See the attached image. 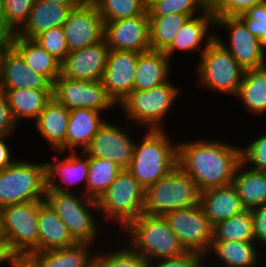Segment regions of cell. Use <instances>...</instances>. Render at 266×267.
Instances as JSON below:
<instances>
[{"instance_id":"9a60e30c","label":"cell","mask_w":266,"mask_h":267,"mask_svg":"<svg viewBox=\"0 0 266 267\" xmlns=\"http://www.w3.org/2000/svg\"><path fill=\"white\" fill-rule=\"evenodd\" d=\"M55 154L57 155H52L53 161H46L47 189L76 193L77 187L78 194L82 190L80 194L85 195L89 157L82 151L80 153L79 151L63 153L55 151ZM58 154L64 157L60 159Z\"/></svg>"},{"instance_id":"8d00e7d4","label":"cell","mask_w":266,"mask_h":267,"mask_svg":"<svg viewBox=\"0 0 266 267\" xmlns=\"http://www.w3.org/2000/svg\"><path fill=\"white\" fill-rule=\"evenodd\" d=\"M123 242L121 245H114L115 249H110V252L106 246L102 251L98 247L94 267H149L150 262L146 258L134 251L125 241Z\"/></svg>"},{"instance_id":"277c9868","label":"cell","mask_w":266,"mask_h":267,"mask_svg":"<svg viewBox=\"0 0 266 267\" xmlns=\"http://www.w3.org/2000/svg\"><path fill=\"white\" fill-rule=\"evenodd\" d=\"M170 79L150 90H133L118 105L129 123L142 130H167L166 117L178 99L181 88ZM165 123V124H164ZM145 127V128H144Z\"/></svg>"},{"instance_id":"603a6c76","label":"cell","mask_w":266,"mask_h":267,"mask_svg":"<svg viewBox=\"0 0 266 267\" xmlns=\"http://www.w3.org/2000/svg\"><path fill=\"white\" fill-rule=\"evenodd\" d=\"M102 113L87 108L70 110L66 143L58 151L61 153L78 150L83 152L107 120Z\"/></svg>"},{"instance_id":"11a10c76","label":"cell","mask_w":266,"mask_h":267,"mask_svg":"<svg viewBox=\"0 0 266 267\" xmlns=\"http://www.w3.org/2000/svg\"><path fill=\"white\" fill-rule=\"evenodd\" d=\"M218 0H202V2L208 7L211 8Z\"/></svg>"},{"instance_id":"7a4b0ae2","label":"cell","mask_w":266,"mask_h":267,"mask_svg":"<svg viewBox=\"0 0 266 267\" xmlns=\"http://www.w3.org/2000/svg\"><path fill=\"white\" fill-rule=\"evenodd\" d=\"M141 132V133H140ZM144 132V134H143ZM136 137L134 155L127 169L146 189L177 166V140L170 131L140 130Z\"/></svg>"},{"instance_id":"7402d4cb","label":"cell","mask_w":266,"mask_h":267,"mask_svg":"<svg viewBox=\"0 0 266 267\" xmlns=\"http://www.w3.org/2000/svg\"><path fill=\"white\" fill-rule=\"evenodd\" d=\"M53 90V84L43 75L30 69L21 55L10 48L3 61L0 90Z\"/></svg>"},{"instance_id":"60d3db41","label":"cell","mask_w":266,"mask_h":267,"mask_svg":"<svg viewBox=\"0 0 266 267\" xmlns=\"http://www.w3.org/2000/svg\"><path fill=\"white\" fill-rule=\"evenodd\" d=\"M242 145V162L256 171L266 173V131Z\"/></svg>"},{"instance_id":"f1b7e54d","label":"cell","mask_w":266,"mask_h":267,"mask_svg":"<svg viewBox=\"0 0 266 267\" xmlns=\"http://www.w3.org/2000/svg\"><path fill=\"white\" fill-rule=\"evenodd\" d=\"M69 117V110L52 98L32 123L41 138L57 152L66 143Z\"/></svg>"},{"instance_id":"d6a6232c","label":"cell","mask_w":266,"mask_h":267,"mask_svg":"<svg viewBox=\"0 0 266 267\" xmlns=\"http://www.w3.org/2000/svg\"><path fill=\"white\" fill-rule=\"evenodd\" d=\"M236 99L247 113L262 116L266 113V65L246 69Z\"/></svg>"},{"instance_id":"8fae6325","label":"cell","mask_w":266,"mask_h":267,"mask_svg":"<svg viewBox=\"0 0 266 267\" xmlns=\"http://www.w3.org/2000/svg\"><path fill=\"white\" fill-rule=\"evenodd\" d=\"M131 126L128 121L124 126H119L107 119L83 152L87 156L110 160L120 169H128L136 141L134 136L136 131Z\"/></svg>"},{"instance_id":"30bf717a","label":"cell","mask_w":266,"mask_h":267,"mask_svg":"<svg viewBox=\"0 0 266 267\" xmlns=\"http://www.w3.org/2000/svg\"><path fill=\"white\" fill-rule=\"evenodd\" d=\"M0 171V207L44 200L46 162L18 159Z\"/></svg>"},{"instance_id":"e0dca14e","label":"cell","mask_w":266,"mask_h":267,"mask_svg":"<svg viewBox=\"0 0 266 267\" xmlns=\"http://www.w3.org/2000/svg\"><path fill=\"white\" fill-rule=\"evenodd\" d=\"M104 39L109 50L139 53L151 50L148 12L104 23Z\"/></svg>"},{"instance_id":"9f6ffc18","label":"cell","mask_w":266,"mask_h":267,"mask_svg":"<svg viewBox=\"0 0 266 267\" xmlns=\"http://www.w3.org/2000/svg\"><path fill=\"white\" fill-rule=\"evenodd\" d=\"M3 231H2V207H0V242L2 243Z\"/></svg>"},{"instance_id":"ee69618b","label":"cell","mask_w":266,"mask_h":267,"mask_svg":"<svg viewBox=\"0 0 266 267\" xmlns=\"http://www.w3.org/2000/svg\"><path fill=\"white\" fill-rule=\"evenodd\" d=\"M266 0H218L210 9L214 17L238 16Z\"/></svg>"},{"instance_id":"e575fe53","label":"cell","mask_w":266,"mask_h":267,"mask_svg":"<svg viewBox=\"0 0 266 267\" xmlns=\"http://www.w3.org/2000/svg\"><path fill=\"white\" fill-rule=\"evenodd\" d=\"M189 18L181 14L149 16L151 50L165 51Z\"/></svg>"},{"instance_id":"7c38bea8","label":"cell","mask_w":266,"mask_h":267,"mask_svg":"<svg viewBox=\"0 0 266 267\" xmlns=\"http://www.w3.org/2000/svg\"><path fill=\"white\" fill-rule=\"evenodd\" d=\"M215 27L223 28L229 34L228 42L223 41L225 37L221 38L218 33L215 37L244 70L266 65V46L248 30L238 16L215 17Z\"/></svg>"},{"instance_id":"74e56055","label":"cell","mask_w":266,"mask_h":267,"mask_svg":"<svg viewBox=\"0 0 266 267\" xmlns=\"http://www.w3.org/2000/svg\"><path fill=\"white\" fill-rule=\"evenodd\" d=\"M103 22L143 15L147 9L144 0H96Z\"/></svg>"},{"instance_id":"b9f144b4","label":"cell","mask_w":266,"mask_h":267,"mask_svg":"<svg viewBox=\"0 0 266 267\" xmlns=\"http://www.w3.org/2000/svg\"><path fill=\"white\" fill-rule=\"evenodd\" d=\"M238 17L248 30L266 46V2L256 4Z\"/></svg>"},{"instance_id":"9c48e42d","label":"cell","mask_w":266,"mask_h":267,"mask_svg":"<svg viewBox=\"0 0 266 267\" xmlns=\"http://www.w3.org/2000/svg\"><path fill=\"white\" fill-rule=\"evenodd\" d=\"M200 191L178 165L144 193V214L164 216L174 210L196 206Z\"/></svg>"},{"instance_id":"ab89813d","label":"cell","mask_w":266,"mask_h":267,"mask_svg":"<svg viewBox=\"0 0 266 267\" xmlns=\"http://www.w3.org/2000/svg\"><path fill=\"white\" fill-rule=\"evenodd\" d=\"M34 40L60 63H62L69 54L62 26L50 29L40 34Z\"/></svg>"},{"instance_id":"f907efd6","label":"cell","mask_w":266,"mask_h":267,"mask_svg":"<svg viewBox=\"0 0 266 267\" xmlns=\"http://www.w3.org/2000/svg\"><path fill=\"white\" fill-rule=\"evenodd\" d=\"M55 4H63L68 6H80L85 3L83 0H41Z\"/></svg>"},{"instance_id":"836d02e7","label":"cell","mask_w":266,"mask_h":267,"mask_svg":"<svg viewBox=\"0 0 266 267\" xmlns=\"http://www.w3.org/2000/svg\"><path fill=\"white\" fill-rule=\"evenodd\" d=\"M88 157L89 169L85 186V196L98 201L122 169L110 160Z\"/></svg>"},{"instance_id":"816d5d0a","label":"cell","mask_w":266,"mask_h":267,"mask_svg":"<svg viewBox=\"0 0 266 267\" xmlns=\"http://www.w3.org/2000/svg\"><path fill=\"white\" fill-rule=\"evenodd\" d=\"M10 48H13V47H0V82H1V78H2L3 61H4V58H5L7 51Z\"/></svg>"},{"instance_id":"5b68a950","label":"cell","mask_w":266,"mask_h":267,"mask_svg":"<svg viewBox=\"0 0 266 267\" xmlns=\"http://www.w3.org/2000/svg\"><path fill=\"white\" fill-rule=\"evenodd\" d=\"M44 200L67 226L77 243L95 245L98 242L96 240H100L98 238L102 236V231L99 229L102 228V224L96 221L101 219L98 218L96 200L75 192H60L54 189H46Z\"/></svg>"},{"instance_id":"3957f363","label":"cell","mask_w":266,"mask_h":267,"mask_svg":"<svg viewBox=\"0 0 266 267\" xmlns=\"http://www.w3.org/2000/svg\"><path fill=\"white\" fill-rule=\"evenodd\" d=\"M122 231V239L121 235L117 237L121 241L116 240L118 244L124 235L127 239L123 241L127 240L126 243L149 262L178 257L187 252L164 216L142 214Z\"/></svg>"},{"instance_id":"f5cc1de1","label":"cell","mask_w":266,"mask_h":267,"mask_svg":"<svg viewBox=\"0 0 266 267\" xmlns=\"http://www.w3.org/2000/svg\"><path fill=\"white\" fill-rule=\"evenodd\" d=\"M11 267H32L26 260H10Z\"/></svg>"},{"instance_id":"484cf974","label":"cell","mask_w":266,"mask_h":267,"mask_svg":"<svg viewBox=\"0 0 266 267\" xmlns=\"http://www.w3.org/2000/svg\"><path fill=\"white\" fill-rule=\"evenodd\" d=\"M77 6L55 4L36 0L24 26L17 32L19 37L34 40L40 34L63 26L69 13Z\"/></svg>"},{"instance_id":"d4e9b609","label":"cell","mask_w":266,"mask_h":267,"mask_svg":"<svg viewBox=\"0 0 266 267\" xmlns=\"http://www.w3.org/2000/svg\"><path fill=\"white\" fill-rule=\"evenodd\" d=\"M199 204L212 226L246 210L233 184L202 191Z\"/></svg>"},{"instance_id":"8992f818","label":"cell","mask_w":266,"mask_h":267,"mask_svg":"<svg viewBox=\"0 0 266 267\" xmlns=\"http://www.w3.org/2000/svg\"><path fill=\"white\" fill-rule=\"evenodd\" d=\"M197 60L198 87L236 97L245 70L216 37Z\"/></svg>"},{"instance_id":"680465c9","label":"cell","mask_w":266,"mask_h":267,"mask_svg":"<svg viewBox=\"0 0 266 267\" xmlns=\"http://www.w3.org/2000/svg\"><path fill=\"white\" fill-rule=\"evenodd\" d=\"M0 15H5V12H4V0H0Z\"/></svg>"},{"instance_id":"d590c367","label":"cell","mask_w":266,"mask_h":267,"mask_svg":"<svg viewBox=\"0 0 266 267\" xmlns=\"http://www.w3.org/2000/svg\"><path fill=\"white\" fill-rule=\"evenodd\" d=\"M212 241H254L251 211L245 210L213 226Z\"/></svg>"},{"instance_id":"5bb4252c","label":"cell","mask_w":266,"mask_h":267,"mask_svg":"<svg viewBox=\"0 0 266 267\" xmlns=\"http://www.w3.org/2000/svg\"><path fill=\"white\" fill-rule=\"evenodd\" d=\"M186 251L205 256L212 244L213 226L200 204L174 210L164 215Z\"/></svg>"},{"instance_id":"52a82bcc","label":"cell","mask_w":266,"mask_h":267,"mask_svg":"<svg viewBox=\"0 0 266 267\" xmlns=\"http://www.w3.org/2000/svg\"><path fill=\"white\" fill-rule=\"evenodd\" d=\"M144 193L137 179L122 169L97 201L101 221L111 224L109 227L115 224L122 232L131 221L144 214Z\"/></svg>"},{"instance_id":"cb8c5ba5","label":"cell","mask_w":266,"mask_h":267,"mask_svg":"<svg viewBox=\"0 0 266 267\" xmlns=\"http://www.w3.org/2000/svg\"><path fill=\"white\" fill-rule=\"evenodd\" d=\"M98 245L77 243L67 248L45 250L32 253L26 261L32 267H94ZM94 246L97 247L94 249Z\"/></svg>"},{"instance_id":"bcb514c9","label":"cell","mask_w":266,"mask_h":267,"mask_svg":"<svg viewBox=\"0 0 266 267\" xmlns=\"http://www.w3.org/2000/svg\"><path fill=\"white\" fill-rule=\"evenodd\" d=\"M18 126L12 116L6 94L0 90V136L16 135Z\"/></svg>"},{"instance_id":"ba28073f","label":"cell","mask_w":266,"mask_h":267,"mask_svg":"<svg viewBox=\"0 0 266 267\" xmlns=\"http://www.w3.org/2000/svg\"><path fill=\"white\" fill-rule=\"evenodd\" d=\"M2 245L10 260L38 252V200L2 208Z\"/></svg>"},{"instance_id":"6f0895ef","label":"cell","mask_w":266,"mask_h":267,"mask_svg":"<svg viewBox=\"0 0 266 267\" xmlns=\"http://www.w3.org/2000/svg\"><path fill=\"white\" fill-rule=\"evenodd\" d=\"M159 0H144V4L146 6V9H148L153 3L157 2Z\"/></svg>"},{"instance_id":"f35d334b","label":"cell","mask_w":266,"mask_h":267,"mask_svg":"<svg viewBox=\"0 0 266 267\" xmlns=\"http://www.w3.org/2000/svg\"><path fill=\"white\" fill-rule=\"evenodd\" d=\"M208 7L202 0H159L148 9L149 16H164L181 14L195 17L203 13Z\"/></svg>"},{"instance_id":"83f0119b","label":"cell","mask_w":266,"mask_h":267,"mask_svg":"<svg viewBox=\"0 0 266 267\" xmlns=\"http://www.w3.org/2000/svg\"><path fill=\"white\" fill-rule=\"evenodd\" d=\"M172 63L164 51L149 50L139 54L134 90H150L166 83L171 76Z\"/></svg>"},{"instance_id":"6da1fadb","label":"cell","mask_w":266,"mask_h":267,"mask_svg":"<svg viewBox=\"0 0 266 267\" xmlns=\"http://www.w3.org/2000/svg\"><path fill=\"white\" fill-rule=\"evenodd\" d=\"M177 141V165L195 182L200 192L233 183L242 162V147L220 138Z\"/></svg>"},{"instance_id":"4dcf8cb0","label":"cell","mask_w":266,"mask_h":267,"mask_svg":"<svg viewBox=\"0 0 266 267\" xmlns=\"http://www.w3.org/2000/svg\"><path fill=\"white\" fill-rule=\"evenodd\" d=\"M13 48L30 69L45 76L52 84L61 76V63L35 40L16 35Z\"/></svg>"},{"instance_id":"ffe728a7","label":"cell","mask_w":266,"mask_h":267,"mask_svg":"<svg viewBox=\"0 0 266 267\" xmlns=\"http://www.w3.org/2000/svg\"><path fill=\"white\" fill-rule=\"evenodd\" d=\"M215 17L210 8L195 17L189 18L180 31L177 33L174 41L164 51L172 61V56L179 52L203 54L209 43L215 38L211 28L215 29ZM176 52V53H175Z\"/></svg>"},{"instance_id":"d6986e66","label":"cell","mask_w":266,"mask_h":267,"mask_svg":"<svg viewBox=\"0 0 266 267\" xmlns=\"http://www.w3.org/2000/svg\"><path fill=\"white\" fill-rule=\"evenodd\" d=\"M109 48L105 39L80 50L69 52L61 63V76L83 81L102 80Z\"/></svg>"},{"instance_id":"91938a15","label":"cell","mask_w":266,"mask_h":267,"mask_svg":"<svg viewBox=\"0 0 266 267\" xmlns=\"http://www.w3.org/2000/svg\"><path fill=\"white\" fill-rule=\"evenodd\" d=\"M85 3H94L96 0H83Z\"/></svg>"},{"instance_id":"c3c4849f","label":"cell","mask_w":266,"mask_h":267,"mask_svg":"<svg viewBox=\"0 0 266 267\" xmlns=\"http://www.w3.org/2000/svg\"><path fill=\"white\" fill-rule=\"evenodd\" d=\"M16 31L8 24L5 15H0V47H13Z\"/></svg>"},{"instance_id":"4316f807","label":"cell","mask_w":266,"mask_h":267,"mask_svg":"<svg viewBox=\"0 0 266 267\" xmlns=\"http://www.w3.org/2000/svg\"><path fill=\"white\" fill-rule=\"evenodd\" d=\"M38 252L77 244L67 226L45 200H38Z\"/></svg>"},{"instance_id":"7dc6e473","label":"cell","mask_w":266,"mask_h":267,"mask_svg":"<svg viewBox=\"0 0 266 267\" xmlns=\"http://www.w3.org/2000/svg\"><path fill=\"white\" fill-rule=\"evenodd\" d=\"M250 211L253 219L254 241L264 251L263 248H266V205Z\"/></svg>"},{"instance_id":"681fc988","label":"cell","mask_w":266,"mask_h":267,"mask_svg":"<svg viewBox=\"0 0 266 267\" xmlns=\"http://www.w3.org/2000/svg\"><path fill=\"white\" fill-rule=\"evenodd\" d=\"M14 135L0 136V171L12 165L16 160L11 154V149L7 138H12Z\"/></svg>"},{"instance_id":"44dd1931","label":"cell","mask_w":266,"mask_h":267,"mask_svg":"<svg viewBox=\"0 0 266 267\" xmlns=\"http://www.w3.org/2000/svg\"><path fill=\"white\" fill-rule=\"evenodd\" d=\"M260 250L262 249L255 241H212L208 253L204 256L205 267L207 265L211 266V259L213 262L212 266L214 261L216 264L213 267H257L261 262H264L262 259L266 258V256L261 258L264 252Z\"/></svg>"},{"instance_id":"2e32d148","label":"cell","mask_w":266,"mask_h":267,"mask_svg":"<svg viewBox=\"0 0 266 267\" xmlns=\"http://www.w3.org/2000/svg\"><path fill=\"white\" fill-rule=\"evenodd\" d=\"M62 27L69 52L104 39V22L95 3H83L73 8Z\"/></svg>"},{"instance_id":"f546056e","label":"cell","mask_w":266,"mask_h":267,"mask_svg":"<svg viewBox=\"0 0 266 267\" xmlns=\"http://www.w3.org/2000/svg\"><path fill=\"white\" fill-rule=\"evenodd\" d=\"M3 92L6 94L12 116L18 125L25 120H33L34 122L53 98V90L24 88L3 90Z\"/></svg>"},{"instance_id":"1f68e13d","label":"cell","mask_w":266,"mask_h":267,"mask_svg":"<svg viewBox=\"0 0 266 267\" xmlns=\"http://www.w3.org/2000/svg\"><path fill=\"white\" fill-rule=\"evenodd\" d=\"M246 210L266 205V173L251 169L243 162L232 183Z\"/></svg>"},{"instance_id":"4fadbf2b","label":"cell","mask_w":266,"mask_h":267,"mask_svg":"<svg viewBox=\"0 0 266 267\" xmlns=\"http://www.w3.org/2000/svg\"><path fill=\"white\" fill-rule=\"evenodd\" d=\"M53 98L69 111L87 108L106 113L118 107L102 80L83 81L60 76L53 84Z\"/></svg>"},{"instance_id":"ac0fdd59","label":"cell","mask_w":266,"mask_h":267,"mask_svg":"<svg viewBox=\"0 0 266 267\" xmlns=\"http://www.w3.org/2000/svg\"><path fill=\"white\" fill-rule=\"evenodd\" d=\"M139 52L109 50L102 78L108 95L119 105L134 90Z\"/></svg>"},{"instance_id":"f6af8a7d","label":"cell","mask_w":266,"mask_h":267,"mask_svg":"<svg viewBox=\"0 0 266 267\" xmlns=\"http://www.w3.org/2000/svg\"><path fill=\"white\" fill-rule=\"evenodd\" d=\"M149 267H205V259L200 253L187 251L178 257L152 261Z\"/></svg>"},{"instance_id":"db71d44e","label":"cell","mask_w":266,"mask_h":267,"mask_svg":"<svg viewBox=\"0 0 266 267\" xmlns=\"http://www.w3.org/2000/svg\"><path fill=\"white\" fill-rule=\"evenodd\" d=\"M10 259L7 257L6 253L4 252L3 245L0 242V265L3 263H9Z\"/></svg>"},{"instance_id":"7bdbcfd3","label":"cell","mask_w":266,"mask_h":267,"mask_svg":"<svg viewBox=\"0 0 266 267\" xmlns=\"http://www.w3.org/2000/svg\"><path fill=\"white\" fill-rule=\"evenodd\" d=\"M35 1L36 0H4L6 21L16 33L26 23Z\"/></svg>"}]
</instances>
